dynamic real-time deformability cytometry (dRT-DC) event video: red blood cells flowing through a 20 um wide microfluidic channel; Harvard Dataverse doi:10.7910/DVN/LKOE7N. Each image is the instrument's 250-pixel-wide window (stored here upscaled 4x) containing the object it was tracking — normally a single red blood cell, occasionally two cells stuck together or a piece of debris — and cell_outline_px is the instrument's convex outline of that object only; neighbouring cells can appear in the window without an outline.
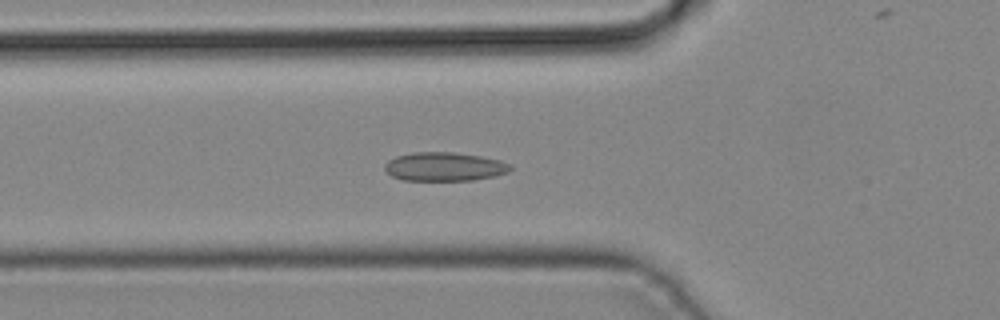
{"species": "common noctule bat (a hibernating species)", "species_latin": "Nyctalus noctula", "temperature_condition": "cold", "stored_images_in_passage": 43, "camera_frame_rate_fps": 3000, "um_per_image_px": 0.085, "animal": {"sex": "male", "body_mass_g": 19.2, "forearm_length_mm": 51.8}, "frame": {"image": 1, "passage_image": 15, "time_ms": 4.667, "image_size_px": [1000, 320], "cell_outline_px": [[512, 168], [508, 172], [492, 176], [472, 180], [404, 180], [392, 176], [384, 168], [384, 164], [388, 160], [396, 156], [412, 152], [452, 152], [480, 156], [500, 160], [512, 164]], "centroid_in_image_um": [37.77, 14.16], "position_along_channel_um": 88.0, "area_um2": 20.98}}
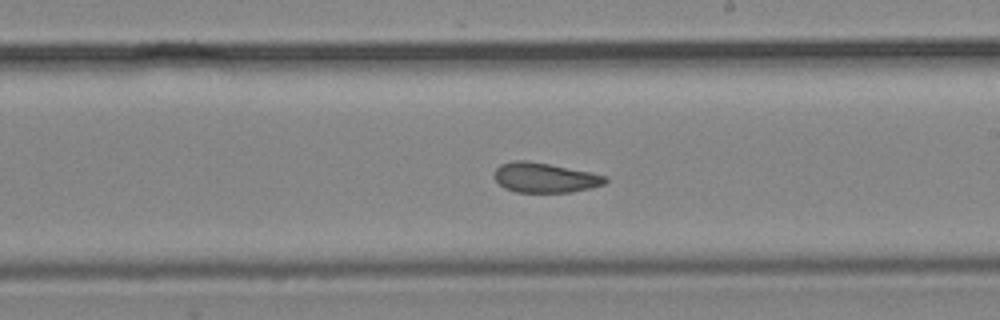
{"frame": {"image": 2, "passage_image": 25, "time_ms": 8.0, "image_size_px": [1000, 320], "cell_outline_px": [[608, 180], [604, 184], [592, 188], [572, 192], [516, 192], [504, 188], [492, 176], [496, 168], [500, 164], [516, 160], [524, 160], [548, 164], [608, 176]], "centroid_in_image_um": [46.29, 15.11], "position_along_channel_um": 242.7, "area_um2": 19.25}}
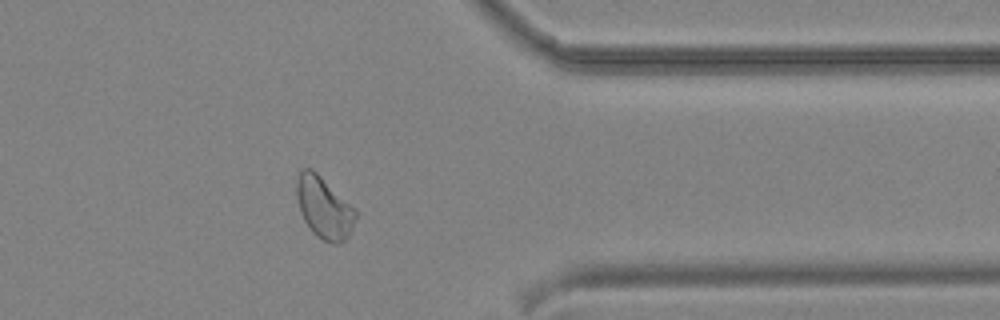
{"frame": {"image": 3, "passage_image": 35, "time_ms": 11.333, "image_size_px": [1000, 320], "cell_outline_px": [[356, 216], [352, 228], [348, 236], [344, 240], [336, 244], [332, 244], [316, 236], [312, 232], [304, 220], [300, 212], [296, 196], [296, 180], [300, 172], [304, 168], [312, 168], [356, 212]], "centroid_in_image_um": [27.49, 17.67], "position_along_channel_um": 383.9, "area_um2": 20.63}}